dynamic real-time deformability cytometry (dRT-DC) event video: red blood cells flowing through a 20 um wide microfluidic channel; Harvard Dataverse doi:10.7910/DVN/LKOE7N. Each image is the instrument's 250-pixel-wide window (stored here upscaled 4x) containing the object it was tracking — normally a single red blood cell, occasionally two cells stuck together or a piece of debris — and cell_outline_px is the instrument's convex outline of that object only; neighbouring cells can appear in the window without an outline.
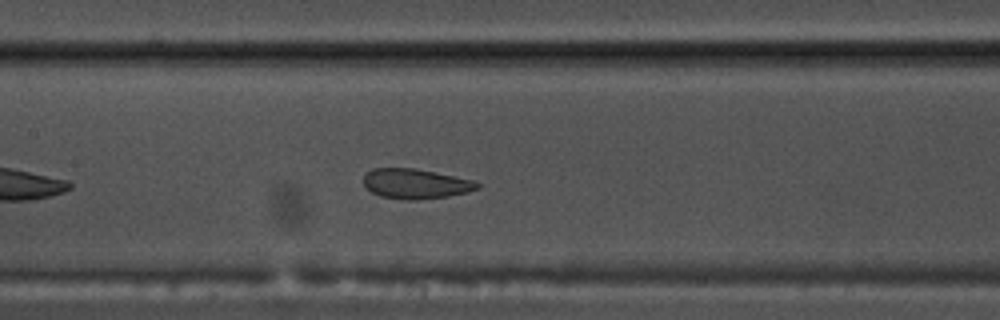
{"species": "common noctule bat (a hibernating species)", "species_latin": "Nyctalus noctula", "temperature_condition": "warm", "stored_images_in_passage": 24, "camera_frame_rate_fps": 3000, "um_per_image_px": 0.085, "animal": {"sex": "male", "body_mass_g": 17.5, "forearm_length_mm": 52.3}, "frame": {"image": 1, "passage_image": 14, "time_ms": 4.333, "image_size_px": [1000, 320], "cell_outline_px": [[480, 188], [468, 192], [448, 196], [420, 200], [408, 200], [380, 196], [364, 188], [364, 176], [372, 168], [416, 168], [476, 180], [480, 184]], "centroid_in_image_um": [35.35, 15.62], "position_along_channel_um": 172.0, "area_um2": 20.11}}
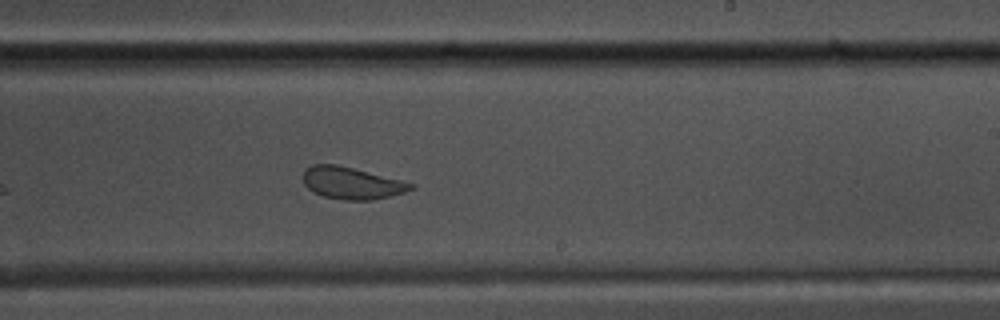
{"frame": {"image": 2, "passage_image": 21, "time_ms": 6.667, "image_size_px": [1000, 320], "cell_outline_px": [[416, 188], [404, 192], [372, 200], [344, 200], [324, 196], [308, 188], [304, 184], [304, 168], [312, 164], [336, 164], [416, 184]], "centroid_in_image_um": [29.89, 15.56], "position_along_channel_um": 259.1, "area_um2": 19.83}}